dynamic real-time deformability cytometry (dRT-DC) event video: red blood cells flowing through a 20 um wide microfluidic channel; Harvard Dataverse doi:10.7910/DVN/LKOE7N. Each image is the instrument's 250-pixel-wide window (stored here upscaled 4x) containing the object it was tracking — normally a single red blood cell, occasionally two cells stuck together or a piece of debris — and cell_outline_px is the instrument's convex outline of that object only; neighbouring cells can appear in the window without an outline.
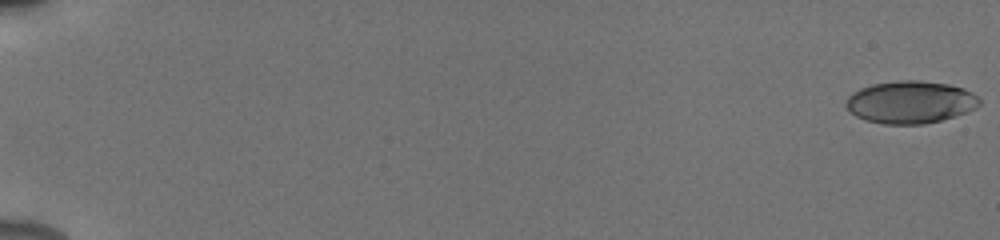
{"species": "human", "species_latin": "Homo sapiens", "temperature_condition": "cold", "stored_images_in_passage": 55, "camera_frame_rate_fps": 3000, "um_per_image_px": 0.085, "donor": {"sex": "male"}, "frame": {"image": 1, "passage_image": 1, "time_ms": 0.0, "image_size_px": [1000, 240], "cell_outline_px": [[980, 104], [976, 108], [968, 112], [956, 116], [924, 124], [884, 124], [864, 120], [856, 116], [844, 104], [848, 96], [852, 92], [860, 88], [872, 84], [900, 80], [920, 80], [948, 84], [964, 88], [972, 92], [980, 100]], "centroid_in_image_um": [77.39, 8.68], "position_along_channel_um": 7.6, "area_um2": 33.18}}
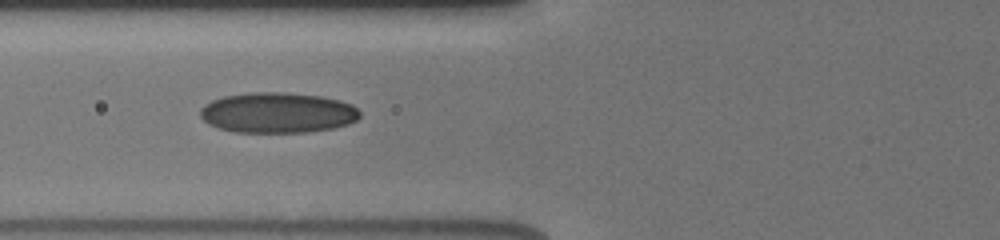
{"frame": {"image": 2, "passage_image": 24, "time_ms": 7.667, "image_size_px": [1000, 240], "cell_outline_px": [[360, 116], [356, 120], [348, 124], [332, 128], [304, 132], [236, 132], [216, 128], [208, 124], [200, 116], [200, 108], [204, 104], [212, 100], [224, 96], [252, 92], [288, 92], [320, 96], [340, 100], [352, 104], [360, 112]], "centroid_in_image_um": [23.57, 9.57], "position_along_channel_um": 102.2, "area_um2": 37.8}}
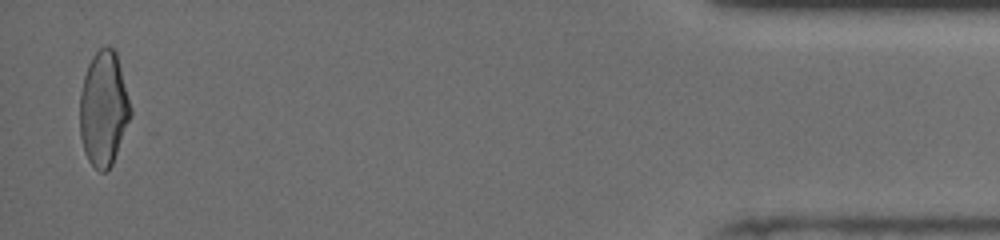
{"frame": {"image": 3, "passage_image": 54, "time_ms": 17.667, "image_size_px": [1000, 240], "cell_outline_px": [[132, 116], [112, 164], [104, 172], [100, 172], [88, 160], [84, 152], [80, 136], [80, 92], [84, 76], [88, 64], [92, 56], [104, 44], [108, 44], [116, 52], [132, 108]], "centroid_in_image_um": [8.81, 9.22], "position_along_channel_um": 426.4, "area_um2": 34.16}, "authors_computed_cell_mechanics": {"area_um2": 34.1598, "velocity_mm_per_s": 3.9345, "shape_relaxation_time_tau1_ms": 6.0496, "shape_relaxation_time_tau2_ms": 1.6419, "deformation_change_tau1": 0.1586, "deformation_change_tau2": 0.0691}}